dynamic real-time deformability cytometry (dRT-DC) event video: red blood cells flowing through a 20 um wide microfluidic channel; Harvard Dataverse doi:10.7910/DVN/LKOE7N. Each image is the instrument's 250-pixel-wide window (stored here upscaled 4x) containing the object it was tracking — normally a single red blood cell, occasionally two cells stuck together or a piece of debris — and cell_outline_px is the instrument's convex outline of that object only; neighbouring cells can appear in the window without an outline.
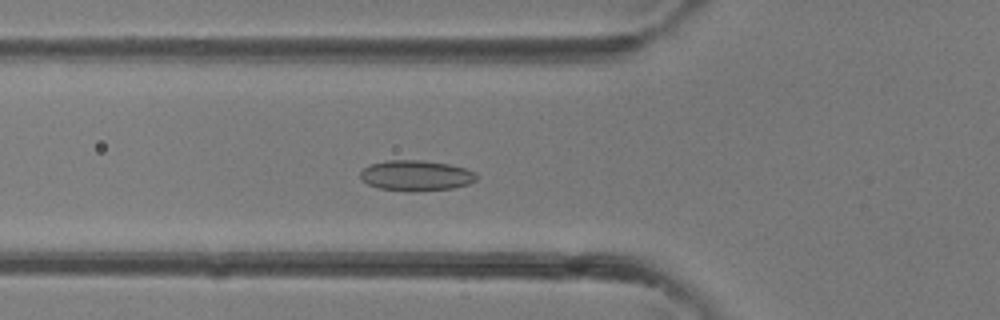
{"species": "common noctule bat (a hibernating species)", "species_latin": "Nyctalus noctula", "temperature_condition": "room temperature", "stored_images_in_passage": 42, "camera_frame_rate_fps": 3000, "um_per_image_px": 0.085, "animal": {"sex": "female"}, "frame": {"image": 1, "passage_image": 15, "time_ms": 4.667, "image_size_px": [1000, 320], "cell_outline_px": [[480, 176], [476, 180], [468, 184], [452, 188], [412, 192], [380, 188], [368, 184], [360, 176], [360, 172], [364, 168], [372, 164], [388, 160], [424, 160], [448, 164], [464, 168], [476, 172]], "centroid_in_image_um": [35.41, 14.92], "position_along_channel_um": 90.4, "area_um2": 20.63}}
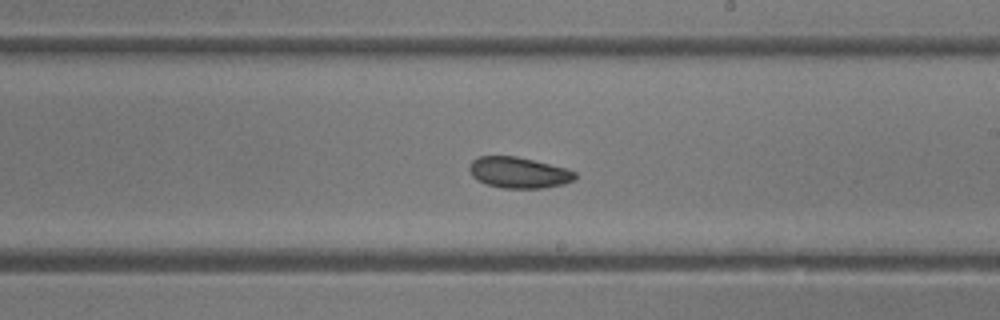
{"frame": {"image": 2, "passage_image": 24, "time_ms": 7.667, "image_size_px": [1000, 320], "cell_outline_px": [[576, 176], [572, 180], [564, 184], [544, 188], [504, 188], [488, 184], [476, 180], [472, 176], [468, 168], [472, 160], [480, 156], [516, 156], [568, 168], [576, 172]], "centroid_in_image_um": [44.09, 14.66], "position_along_channel_um": 244.9, "area_um2": 19.13}}
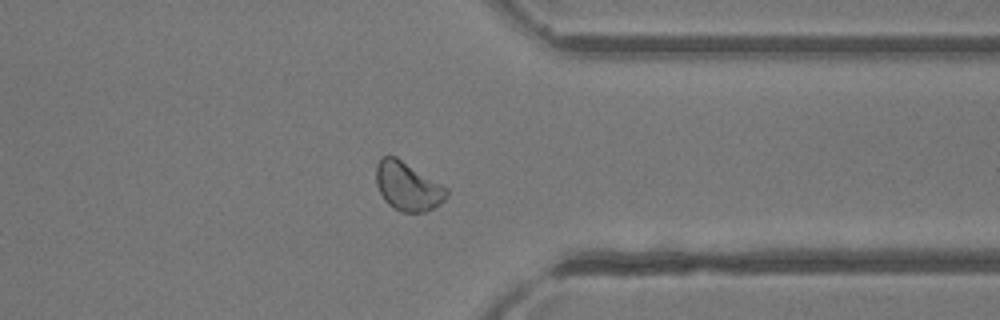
{"frame": {"image": 3, "passage_image": 32, "time_ms": 10.333, "image_size_px": [1000, 320], "cell_outline_px": [[448, 196], [440, 204], [424, 212], [400, 212], [388, 204], [384, 200], [376, 184], [376, 164], [384, 156], [396, 156], [448, 188]], "centroid_in_image_um": [34.66, 15.84], "position_along_channel_um": 376.7, "area_um2": 19.94}}